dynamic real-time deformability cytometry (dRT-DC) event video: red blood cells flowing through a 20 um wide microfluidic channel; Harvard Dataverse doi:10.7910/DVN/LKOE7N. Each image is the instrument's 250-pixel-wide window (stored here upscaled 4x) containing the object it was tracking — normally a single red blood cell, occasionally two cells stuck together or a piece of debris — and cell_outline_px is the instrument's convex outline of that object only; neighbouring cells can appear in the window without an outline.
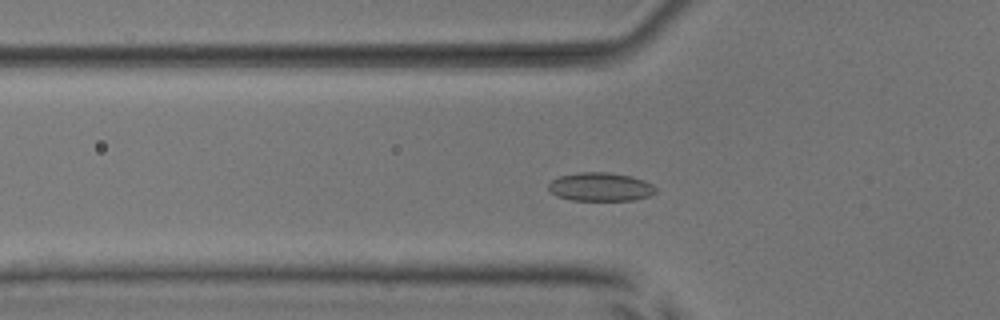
{"species": "common noctule bat (a hibernating species)", "species_latin": "Nyctalus noctula", "temperature_condition": "room temperature", "stored_images_in_passage": 46, "camera_frame_rate_fps": 3000, "um_per_image_px": 0.085, "animal": {"sex": "male", "body_mass_g": 17.9, "forearm_length_mm": 54.2}, "frame": {"image": 1, "passage_image": 14, "time_ms": 4.333, "image_size_px": [1000, 320], "cell_outline_px": [[656, 192], [648, 196], [632, 200], [572, 200], [556, 196], [548, 188], [548, 184], [552, 180], [560, 176], [580, 172], [608, 172], [632, 176], [644, 180], [652, 184], [656, 188]], "centroid_in_image_um": [51.04, 15.88], "position_along_channel_um": 74.8, "area_um2": 17.8}}
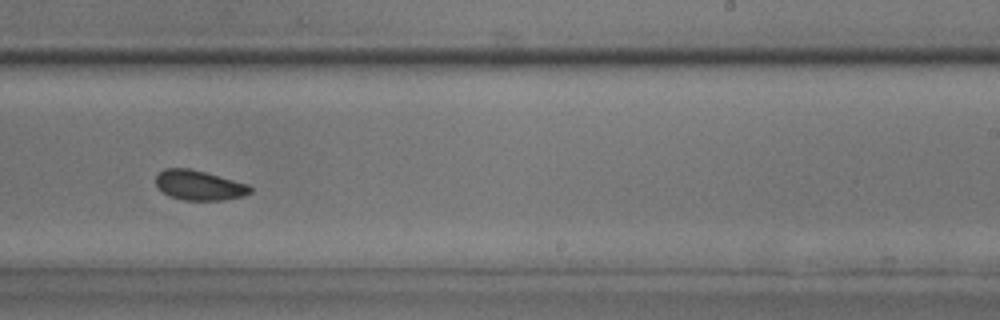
{"frame": {"image": 2, "passage_image": 29, "time_ms": 9.333, "image_size_px": [1000, 320], "cell_outline_px": [[252, 192], [244, 196], [224, 200], [184, 200], [168, 196], [156, 184], [156, 176], [164, 168], [192, 168], [248, 184], [252, 188]], "centroid_in_image_um": [16.95, 15.74], "position_along_channel_um": 272.1, "area_um2": 16.47}}
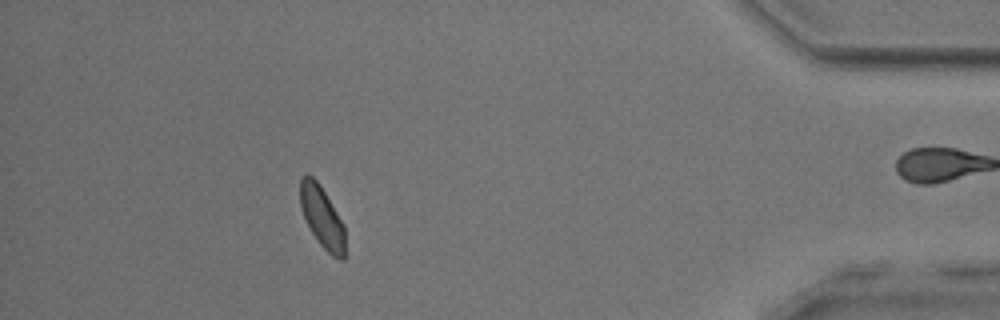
{"frame": {"image": 3, "passage_image": 43, "time_ms": 14.0, "image_size_px": [1000, 320], "cell_outline_px": [[344, 260], [340, 260], [332, 256], [316, 240], [300, 208], [300, 176], [308, 172], [320, 184], [344, 224]], "centroid_in_image_um": [27.36, 18.41], "position_along_channel_um": 407.8, "area_um2": 16.13}, "authors_computed_cell_mechanics": {"area_um2": 16.7909, "velocity_mm_per_s": 3.9552, "shape_relaxation_time_tau1_ms": null, "shape_relaxation_time_tau2_ms": 3.3742, "deformation_change_tau1": null, "deformation_change_tau2": 0.0585}}